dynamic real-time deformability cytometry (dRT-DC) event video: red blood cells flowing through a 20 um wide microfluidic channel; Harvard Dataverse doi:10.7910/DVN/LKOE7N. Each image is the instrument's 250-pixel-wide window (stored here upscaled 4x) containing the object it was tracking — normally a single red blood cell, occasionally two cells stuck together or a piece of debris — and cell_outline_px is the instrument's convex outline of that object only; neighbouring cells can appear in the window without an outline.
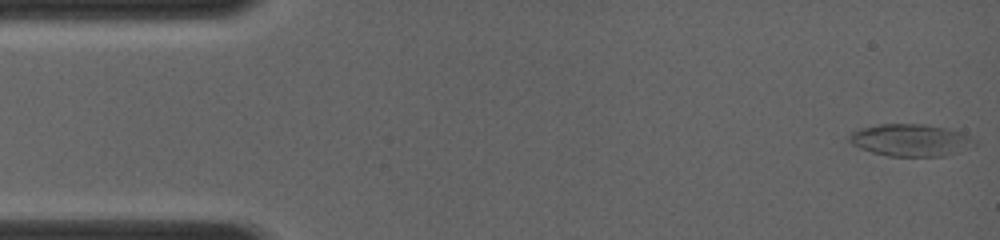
{"species": "common noctule bat (a hibernating species)", "species_latin": "Nyctalus noctula", "temperature_condition": "room temperature", "stored_images_in_passage": 39, "camera_frame_rate_fps": 4000, "um_per_image_px": 0.085, "animal": {"sex": "female", "body_mass_g": 19.0, "forearm_length_mm": 56.7}, "frame": {"image": 1, "passage_image": 1, "time_ms": 0.0, "image_size_px": [1000, 240], "cell_outline_px": [[980, 144], [944, 156], [888, 156], [872, 152], [860, 148], [852, 144], [848, 140], [848, 136], [852, 132], [860, 128], [880, 124], [924, 124], [944, 128], [960, 132], [976, 140]], "centroid_in_image_um": [77.39, 11.91], "position_along_channel_um": 7.6, "area_um2": 23.41}}
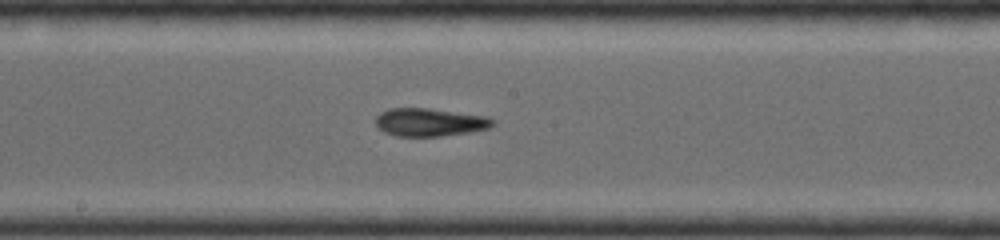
{"frame": {"image": 2, "passage_image": 23, "time_ms": 7.25, "image_size_px": [1000, 240], "cell_outline_px": [[496, 124], [488, 128], [468, 132], [440, 136], [396, 136], [384, 132], [376, 124], [376, 116], [380, 112], [388, 108], [428, 108], [488, 116], [496, 120]], "centroid_in_image_um": [36.54, 10.38], "position_along_channel_um": 211.7, "area_um2": 19.19}}
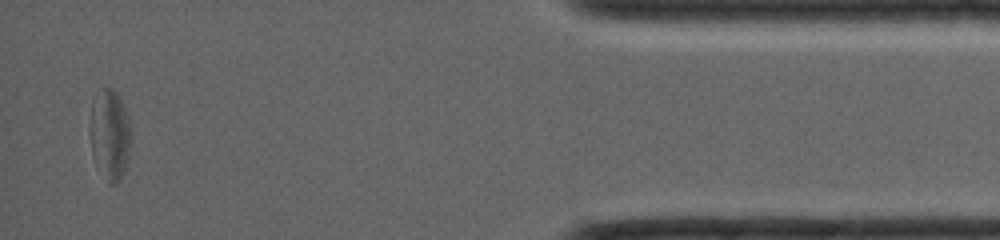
{"frame": {"image": 3, "passage_image": 39, "time_ms": 13.25, "image_size_px": [1000, 240], "cell_outline_px": [[132, 136], [128, 160], [120, 176], [112, 184], [108, 184], [92, 156], [88, 132], [92, 100], [96, 92], [100, 88], [112, 88], [120, 96], [128, 116]], "centroid_in_image_um": [9.31, 11.36], "position_along_channel_um": 425.9, "area_um2": 22.08}}